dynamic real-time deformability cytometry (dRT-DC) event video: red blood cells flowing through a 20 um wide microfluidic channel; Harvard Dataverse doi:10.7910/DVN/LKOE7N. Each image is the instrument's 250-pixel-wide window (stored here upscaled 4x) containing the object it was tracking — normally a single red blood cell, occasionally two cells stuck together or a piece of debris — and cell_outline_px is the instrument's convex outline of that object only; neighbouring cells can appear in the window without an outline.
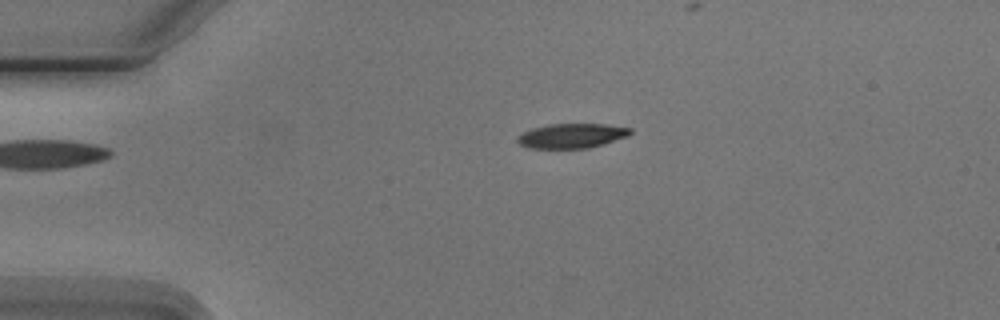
{"species": "Egyptian fruit bat (a non-hibernating species)", "species_latin": "Rousettus aegyptiacus", "temperature_condition": "cold", "stored_images_in_passage": 4, "camera_frame_rate_fps": 3000, "um_per_image_px": 0.085, "animal": {"sex": "male"}, "frame": {"image": 1, "passage_image": 2, "time_ms": 1.333, "image_size_px": [1000, 320], "cell_outline_px": [[632, 132], [628, 136], [604, 144], [588, 148], [528, 148], [520, 144], [516, 140], [524, 132], [532, 128], [548, 124], [604, 124], [632, 128]], "centroid_in_image_um": [48.63, 11.54], "position_along_channel_um": 36.4, "area_um2": 16.13}}